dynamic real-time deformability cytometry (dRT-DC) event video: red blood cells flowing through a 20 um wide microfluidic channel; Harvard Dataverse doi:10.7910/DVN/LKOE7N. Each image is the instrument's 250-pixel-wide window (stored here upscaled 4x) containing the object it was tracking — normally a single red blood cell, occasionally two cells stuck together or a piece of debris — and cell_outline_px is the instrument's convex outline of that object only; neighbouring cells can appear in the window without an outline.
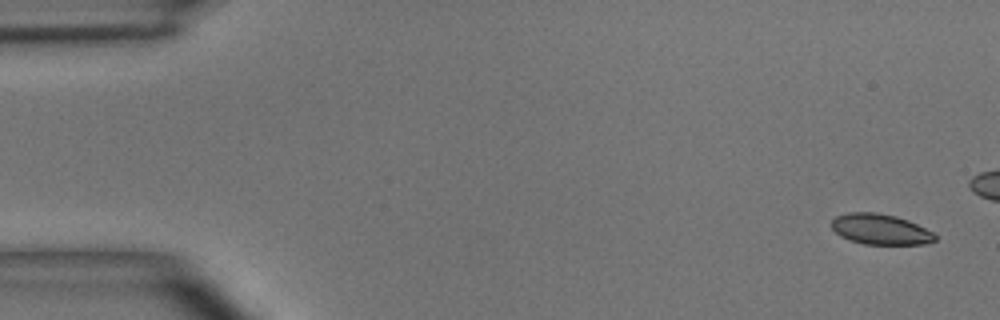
{"species": "common noctule bat (a hibernating species)", "species_latin": "Nyctalus noctula", "temperature_condition": "room temperature", "stored_images_in_passage": 5, "camera_frame_rate_fps": 3000, "um_per_image_px": 0.085, "animal": {"sex": "male", "body_mass_g": 15.6}, "frame": {"image": 1, "passage_image": 1, "time_ms": 0.0, "image_size_px": [1000, 320], "cell_outline_px": [[936, 240], [924, 244], [864, 244], [840, 236], [832, 228], [832, 220], [836, 216], [848, 212], [876, 212], [896, 216], [908, 220], [932, 232], [936, 236]], "centroid_in_image_um": [74.82, 19.48], "position_along_channel_um": 10.2, "area_um2": 18.26}}